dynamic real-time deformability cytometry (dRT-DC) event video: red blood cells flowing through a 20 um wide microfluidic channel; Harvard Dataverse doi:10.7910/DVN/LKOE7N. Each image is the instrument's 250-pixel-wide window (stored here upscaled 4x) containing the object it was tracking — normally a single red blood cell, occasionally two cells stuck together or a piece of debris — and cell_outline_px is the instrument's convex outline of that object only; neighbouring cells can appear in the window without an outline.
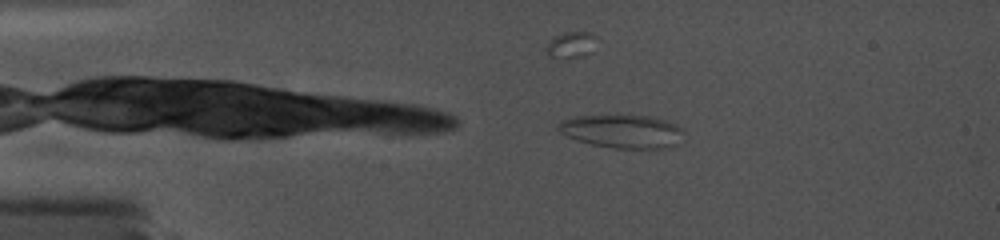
{"species": "common noctule bat (a hibernating species)", "species_latin": "Nyctalus noctula", "temperature_condition": "cold", "stored_images_in_passage": 42, "camera_frame_rate_fps": 5000, "um_per_image_px": 0.085, "animal": {"sex": "female", "body_mass_g": 19.0, "forearm_length_mm": 56.7}, "frame": {"image": 1, "passage_image": 2, "time_ms": 0.4, "image_size_px": [1000, 240], "cell_outline_px": [[684, 132], [676, 144], [668, 148], [612, 148], [592, 144], [576, 140], [560, 132], [556, 128], [560, 120], [576, 116], [652, 116], [664, 120], [680, 128]], "centroid_in_image_um": [52.85, 11.17], "position_along_channel_um": 32.2, "area_um2": 24.04}}
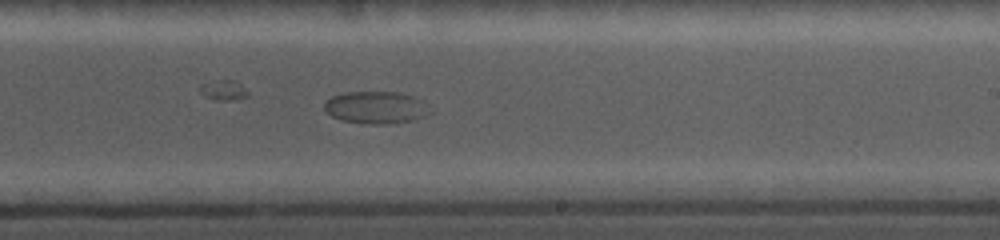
{"frame": {"image": 2, "passage_image": 29, "time_ms": 8.6, "image_size_px": [1000, 240], "cell_outline_px": [[432, 112], [424, 116], [412, 120], [388, 124], [368, 124], [340, 120], [332, 116], [324, 108], [324, 104], [332, 96], [344, 92], [400, 92], [424, 100]], "centroid_in_image_um": [31.98, 9.13], "position_along_channel_um": 257.0, "area_um2": 19.94}}
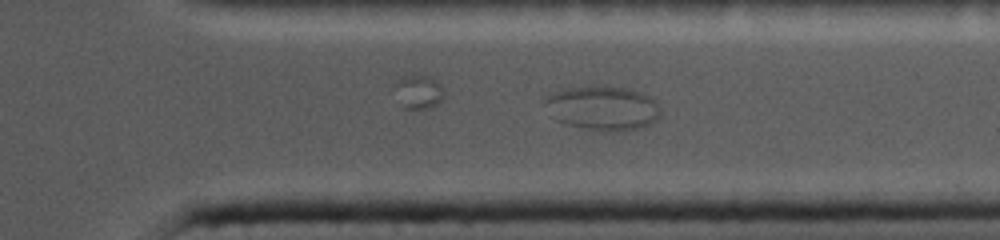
{"frame": {"image": 3, "passage_image": 38, "time_ms": 11.6, "image_size_px": [1000, 240], "cell_outline_px": [[660, 116], [652, 124], [624, 132], [612, 132], [564, 124], [556, 120], [544, 104], [544, 96], [552, 92], [564, 88], [588, 84], [628, 88], [640, 92], [656, 100], [660, 108]], "centroid_in_image_um": [51.22, 9.16], "position_along_channel_um": 360.2, "area_um2": 30.52}}